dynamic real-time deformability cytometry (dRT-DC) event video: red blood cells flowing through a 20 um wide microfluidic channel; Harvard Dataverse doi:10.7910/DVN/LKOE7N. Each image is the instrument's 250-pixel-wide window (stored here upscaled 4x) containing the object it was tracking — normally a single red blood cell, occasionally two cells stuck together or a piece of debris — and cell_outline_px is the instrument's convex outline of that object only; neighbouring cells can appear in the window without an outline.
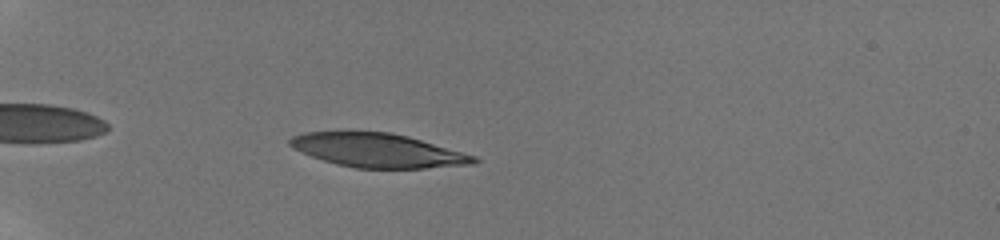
{"species": "human", "species_latin": "Homo sapiens", "temperature_condition": "room temperature", "stored_images_in_passage": 45, "camera_frame_rate_fps": 3000, "um_per_image_px": 0.085, "donor": {"sex": "male"}, "frame": {"image": 1, "passage_image": 8, "time_ms": 1.667, "image_size_px": [1000, 240], "cell_outline_px": [[480, 160], [476, 164], [424, 168], [356, 168], [336, 164], [312, 156], [292, 148], [288, 144], [288, 140], [292, 136], [304, 132], [392, 132], [408, 136], [476, 156]], "centroid_in_image_um": [32.12, 12.78], "position_along_channel_um": 52.9, "area_um2": 36.18}}
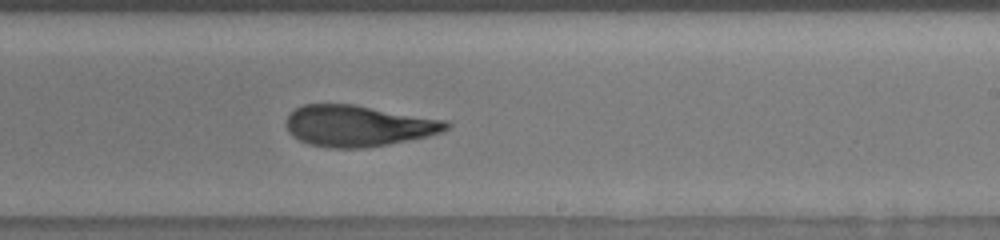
{"frame": {"image": 2, "passage_image": 30, "time_ms": 8.0, "image_size_px": [1000, 240], "cell_outline_px": [[452, 124], [448, 128], [440, 132], [428, 136], [388, 144], [364, 148], [328, 148], [308, 144], [292, 136], [288, 132], [284, 124], [288, 116], [296, 108], [304, 104], [352, 104], [448, 120]], "centroid_in_image_um": [30.43, 10.7], "position_along_channel_um": 258.6, "area_um2": 38.55}}
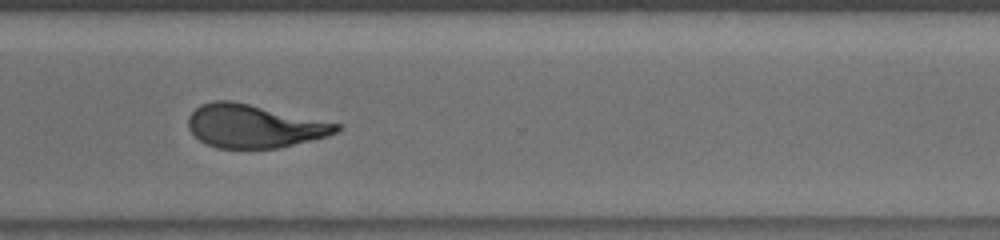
{"frame": {"image": 3, "passage_image": 38, "time_ms": 10.333, "image_size_px": [1000, 240], "cell_outline_px": [[344, 124], [336, 132], [328, 136], [280, 148], [216, 148], [200, 140], [188, 128], [188, 116], [200, 104], [212, 100], [232, 100]], "centroid_in_image_um": [21.62, 10.71], "position_along_channel_um": 349.0, "area_um2": 37.63}, "authors_computed_cell_mechanics": {"area_um2": 38.4948, "velocity_mm_per_s": 3.8668, "shape_relaxation_time_tau1_ms": 5.2719, "shape_relaxation_time_tau2_ms": 2.0147, "deformation_change_tau1": 0.2169, "deformation_change_tau2": 0.1055}}